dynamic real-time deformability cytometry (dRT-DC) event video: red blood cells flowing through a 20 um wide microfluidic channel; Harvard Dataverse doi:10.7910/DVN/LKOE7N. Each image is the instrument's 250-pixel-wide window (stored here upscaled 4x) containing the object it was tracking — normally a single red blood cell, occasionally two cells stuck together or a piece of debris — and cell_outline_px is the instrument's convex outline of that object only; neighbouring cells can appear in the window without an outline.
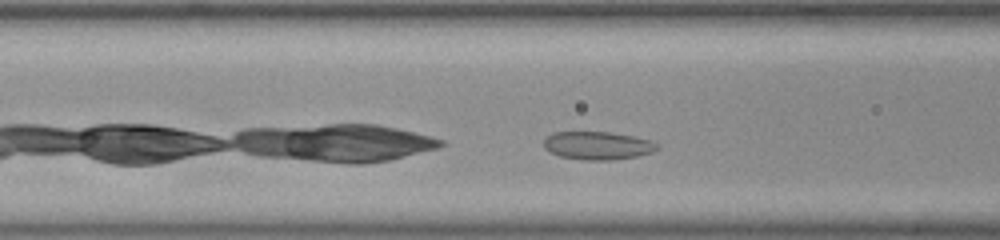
{"species": "common noctule bat (a hibernating species)", "species_latin": "Nyctalus noctula", "temperature_condition": "room temperature", "stored_images_in_passage": 29, "camera_frame_rate_fps": 3000, "um_per_image_px": 0.085, "animal": {"sex": "female", "body_mass_g": 23.0, "forearm_length_mm": 53.4}, "frame": {"image": 1, "passage_image": 6, "time_ms": 1.667, "image_size_px": [1000, 240], "cell_outline_px": [[660, 144], [652, 152], [636, 156], [616, 160], [584, 160], [560, 156], [544, 148], [544, 140], [552, 132], [608, 132], [632, 136], [652, 140]], "centroid_in_image_um": [50.81, 12.37], "position_along_channel_um": 115.8, "area_um2": 18.5}}
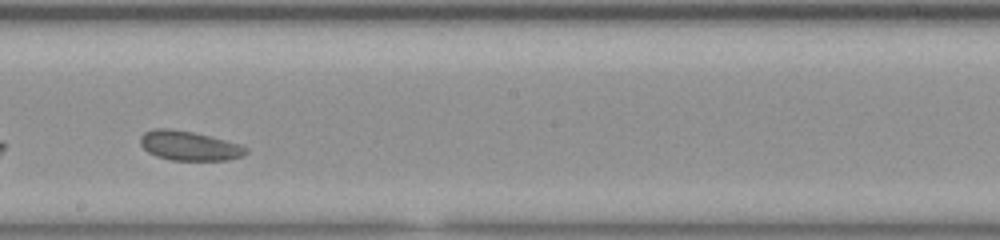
{"frame": {"image": 2, "passage_image": 15, "time_ms": 4.667, "image_size_px": [1000, 240], "cell_outline_px": [[248, 152], [244, 156], [228, 160], [168, 160], [156, 156], [148, 152], [140, 144], [140, 136], [144, 132], [152, 128], [168, 128], [192, 132], [240, 144], [248, 148]], "centroid_in_image_um": [16.07, 12.39], "position_along_channel_um": 232.1, "area_um2": 18.21}}
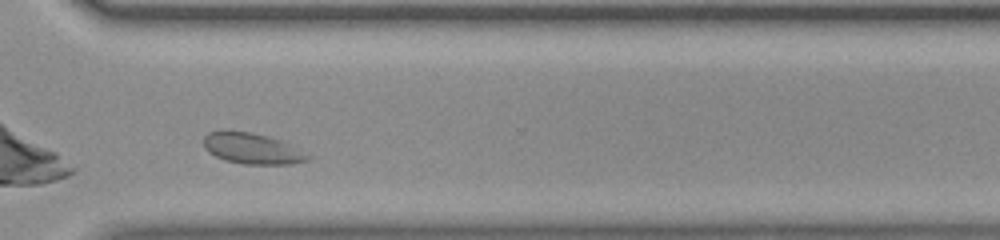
{"frame": {"image": 3, "passage_image": 24, "time_ms": 7.667, "image_size_px": [1000, 240], "cell_outline_px": [[312, 156], [308, 160], [288, 164], [244, 164], [224, 160], [208, 152], [204, 148], [204, 136], [208, 132], [224, 128], [248, 132], [268, 136], [280, 140]], "centroid_in_image_um": [21.36, 12.6], "position_along_channel_um": 349.2, "area_um2": 18.9}, "authors_computed_cell_mechanics": {"area_um2": 18.496, "velocity_mm_per_s": 3.8871, "shape_relaxation_time_tau1_ms": null, "shape_relaxation_time_tau2_ms": 1.6345, "deformation_change_tau1": null, "deformation_change_tau2": 0.063}}